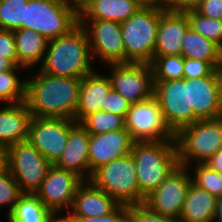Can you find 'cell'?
Returning <instances> with one entry per match:
<instances>
[{
  "mask_svg": "<svg viewBox=\"0 0 222 222\" xmlns=\"http://www.w3.org/2000/svg\"><path fill=\"white\" fill-rule=\"evenodd\" d=\"M85 29L78 24L68 34L49 40L40 71L60 77L83 78L94 71Z\"/></svg>",
  "mask_w": 222,
  "mask_h": 222,
  "instance_id": "cell-2",
  "label": "cell"
},
{
  "mask_svg": "<svg viewBox=\"0 0 222 222\" xmlns=\"http://www.w3.org/2000/svg\"><path fill=\"white\" fill-rule=\"evenodd\" d=\"M79 16L67 0H29L21 29L36 31L48 41L68 34Z\"/></svg>",
  "mask_w": 222,
  "mask_h": 222,
  "instance_id": "cell-6",
  "label": "cell"
},
{
  "mask_svg": "<svg viewBox=\"0 0 222 222\" xmlns=\"http://www.w3.org/2000/svg\"><path fill=\"white\" fill-rule=\"evenodd\" d=\"M125 128L135 141L175 140L154 96L131 104L125 118Z\"/></svg>",
  "mask_w": 222,
  "mask_h": 222,
  "instance_id": "cell-10",
  "label": "cell"
},
{
  "mask_svg": "<svg viewBox=\"0 0 222 222\" xmlns=\"http://www.w3.org/2000/svg\"><path fill=\"white\" fill-rule=\"evenodd\" d=\"M131 155L136 161L140 204L180 165L175 140L136 141Z\"/></svg>",
  "mask_w": 222,
  "mask_h": 222,
  "instance_id": "cell-3",
  "label": "cell"
},
{
  "mask_svg": "<svg viewBox=\"0 0 222 222\" xmlns=\"http://www.w3.org/2000/svg\"><path fill=\"white\" fill-rule=\"evenodd\" d=\"M136 170V161L129 154L97 169L90 181L120 205H137L140 204V188Z\"/></svg>",
  "mask_w": 222,
  "mask_h": 222,
  "instance_id": "cell-7",
  "label": "cell"
},
{
  "mask_svg": "<svg viewBox=\"0 0 222 222\" xmlns=\"http://www.w3.org/2000/svg\"><path fill=\"white\" fill-rule=\"evenodd\" d=\"M88 147L89 133L76 123L69 131L65 150L54 165L75 172L84 180H90L92 174L89 169Z\"/></svg>",
  "mask_w": 222,
  "mask_h": 222,
  "instance_id": "cell-20",
  "label": "cell"
},
{
  "mask_svg": "<svg viewBox=\"0 0 222 222\" xmlns=\"http://www.w3.org/2000/svg\"><path fill=\"white\" fill-rule=\"evenodd\" d=\"M220 73H221V76H222V57H221V65H220Z\"/></svg>",
  "mask_w": 222,
  "mask_h": 222,
  "instance_id": "cell-48",
  "label": "cell"
},
{
  "mask_svg": "<svg viewBox=\"0 0 222 222\" xmlns=\"http://www.w3.org/2000/svg\"><path fill=\"white\" fill-rule=\"evenodd\" d=\"M108 75L112 89L131 103L141 102L153 96V71L147 63L111 64Z\"/></svg>",
  "mask_w": 222,
  "mask_h": 222,
  "instance_id": "cell-12",
  "label": "cell"
},
{
  "mask_svg": "<svg viewBox=\"0 0 222 222\" xmlns=\"http://www.w3.org/2000/svg\"><path fill=\"white\" fill-rule=\"evenodd\" d=\"M220 117L222 118V94H221V114Z\"/></svg>",
  "mask_w": 222,
  "mask_h": 222,
  "instance_id": "cell-49",
  "label": "cell"
},
{
  "mask_svg": "<svg viewBox=\"0 0 222 222\" xmlns=\"http://www.w3.org/2000/svg\"><path fill=\"white\" fill-rule=\"evenodd\" d=\"M22 194L19 185L7 168L0 172V207L10 206L7 216L11 213L19 196ZM1 211V210H0Z\"/></svg>",
  "mask_w": 222,
  "mask_h": 222,
  "instance_id": "cell-34",
  "label": "cell"
},
{
  "mask_svg": "<svg viewBox=\"0 0 222 222\" xmlns=\"http://www.w3.org/2000/svg\"><path fill=\"white\" fill-rule=\"evenodd\" d=\"M153 96L158 101L166 125L174 134L194 123V110L189 105V84L184 78L154 81Z\"/></svg>",
  "mask_w": 222,
  "mask_h": 222,
  "instance_id": "cell-9",
  "label": "cell"
},
{
  "mask_svg": "<svg viewBox=\"0 0 222 222\" xmlns=\"http://www.w3.org/2000/svg\"><path fill=\"white\" fill-rule=\"evenodd\" d=\"M60 222H129V206L119 205L113 212L103 217L60 215Z\"/></svg>",
  "mask_w": 222,
  "mask_h": 222,
  "instance_id": "cell-35",
  "label": "cell"
},
{
  "mask_svg": "<svg viewBox=\"0 0 222 222\" xmlns=\"http://www.w3.org/2000/svg\"><path fill=\"white\" fill-rule=\"evenodd\" d=\"M31 117L25 102L0 106V144L8 147L28 140Z\"/></svg>",
  "mask_w": 222,
  "mask_h": 222,
  "instance_id": "cell-22",
  "label": "cell"
},
{
  "mask_svg": "<svg viewBox=\"0 0 222 222\" xmlns=\"http://www.w3.org/2000/svg\"><path fill=\"white\" fill-rule=\"evenodd\" d=\"M20 68L26 69L17 65L14 69L0 73V103L15 104L26 101L27 81L19 80L17 72Z\"/></svg>",
  "mask_w": 222,
  "mask_h": 222,
  "instance_id": "cell-28",
  "label": "cell"
},
{
  "mask_svg": "<svg viewBox=\"0 0 222 222\" xmlns=\"http://www.w3.org/2000/svg\"><path fill=\"white\" fill-rule=\"evenodd\" d=\"M77 122L67 118H40L32 116L28 141L54 164L65 150L70 129Z\"/></svg>",
  "mask_w": 222,
  "mask_h": 222,
  "instance_id": "cell-13",
  "label": "cell"
},
{
  "mask_svg": "<svg viewBox=\"0 0 222 222\" xmlns=\"http://www.w3.org/2000/svg\"><path fill=\"white\" fill-rule=\"evenodd\" d=\"M131 104V102L123 98L118 92L111 89L107 95L105 107H101V111L111 112L126 118Z\"/></svg>",
  "mask_w": 222,
  "mask_h": 222,
  "instance_id": "cell-38",
  "label": "cell"
},
{
  "mask_svg": "<svg viewBox=\"0 0 222 222\" xmlns=\"http://www.w3.org/2000/svg\"><path fill=\"white\" fill-rule=\"evenodd\" d=\"M8 222H60L35 193H22L7 217Z\"/></svg>",
  "mask_w": 222,
  "mask_h": 222,
  "instance_id": "cell-26",
  "label": "cell"
},
{
  "mask_svg": "<svg viewBox=\"0 0 222 222\" xmlns=\"http://www.w3.org/2000/svg\"><path fill=\"white\" fill-rule=\"evenodd\" d=\"M189 28L184 12L164 10L160 15L154 57L181 55L182 42Z\"/></svg>",
  "mask_w": 222,
  "mask_h": 222,
  "instance_id": "cell-18",
  "label": "cell"
},
{
  "mask_svg": "<svg viewBox=\"0 0 222 222\" xmlns=\"http://www.w3.org/2000/svg\"><path fill=\"white\" fill-rule=\"evenodd\" d=\"M189 21V27L198 34L215 42L222 48V20L200 15L195 9L184 12Z\"/></svg>",
  "mask_w": 222,
  "mask_h": 222,
  "instance_id": "cell-31",
  "label": "cell"
},
{
  "mask_svg": "<svg viewBox=\"0 0 222 222\" xmlns=\"http://www.w3.org/2000/svg\"><path fill=\"white\" fill-rule=\"evenodd\" d=\"M120 204L106 192L85 180L77 189L72 207L66 216L103 217Z\"/></svg>",
  "mask_w": 222,
  "mask_h": 222,
  "instance_id": "cell-19",
  "label": "cell"
},
{
  "mask_svg": "<svg viewBox=\"0 0 222 222\" xmlns=\"http://www.w3.org/2000/svg\"><path fill=\"white\" fill-rule=\"evenodd\" d=\"M16 65L8 58L0 56V73L14 69Z\"/></svg>",
  "mask_w": 222,
  "mask_h": 222,
  "instance_id": "cell-45",
  "label": "cell"
},
{
  "mask_svg": "<svg viewBox=\"0 0 222 222\" xmlns=\"http://www.w3.org/2000/svg\"><path fill=\"white\" fill-rule=\"evenodd\" d=\"M144 6H160L162 0H138Z\"/></svg>",
  "mask_w": 222,
  "mask_h": 222,
  "instance_id": "cell-47",
  "label": "cell"
},
{
  "mask_svg": "<svg viewBox=\"0 0 222 222\" xmlns=\"http://www.w3.org/2000/svg\"><path fill=\"white\" fill-rule=\"evenodd\" d=\"M174 139L180 166L204 164L222 147V118L197 120L180 128Z\"/></svg>",
  "mask_w": 222,
  "mask_h": 222,
  "instance_id": "cell-4",
  "label": "cell"
},
{
  "mask_svg": "<svg viewBox=\"0 0 222 222\" xmlns=\"http://www.w3.org/2000/svg\"><path fill=\"white\" fill-rule=\"evenodd\" d=\"M195 10L205 17L222 20V0H201Z\"/></svg>",
  "mask_w": 222,
  "mask_h": 222,
  "instance_id": "cell-40",
  "label": "cell"
},
{
  "mask_svg": "<svg viewBox=\"0 0 222 222\" xmlns=\"http://www.w3.org/2000/svg\"><path fill=\"white\" fill-rule=\"evenodd\" d=\"M85 29L92 58H100L106 65L125 63V48L121 23L104 20H79Z\"/></svg>",
  "mask_w": 222,
  "mask_h": 222,
  "instance_id": "cell-15",
  "label": "cell"
},
{
  "mask_svg": "<svg viewBox=\"0 0 222 222\" xmlns=\"http://www.w3.org/2000/svg\"><path fill=\"white\" fill-rule=\"evenodd\" d=\"M0 56L10 59L16 66L18 65L13 31L0 29Z\"/></svg>",
  "mask_w": 222,
  "mask_h": 222,
  "instance_id": "cell-39",
  "label": "cell"
},
{
  "mask_svg": "<svg viewBox=\"0 0 222 222\" xmlns=\"http://www.w3.org/2000/svg\"><path fill=\"white\" fill-rule=\"evenodd\" d=\"M112 89L108 76L99 75L95 70L82 78L79 102L74 120L79 123L86 115L101 111L105 107L108 93Z\"/></svg>",
  "mask_w": 222,
  "mask_h": 222,
  "instance_id": "cell-21",
  "label": "cell"
},
{
  "mask_svg": "<svg viewBox=\"0 0 222 222\" xmlns=\"http://www.w3.org/2000/svg\"><path fill=\"white\" fill-rule=\"evenodd\" d=\"M201 0H162L160 6L165 11L185 12L194 10Z\"/></svg>",
  "mask_w": 222,
  "mask_h": 222,
  "instance_id": "cell-41",
  "label": "cell"
},
{
  "mask_svg": "<svg viewBox=\"0 0 222 222\" xmlns=\"http://www.w3.org/2000/svg\"><path fill=\"white\" fill-rule=\"evenodd\" d=\"M79 124L89 134H101L125 128V118L111 112L98 111L86 115Z\"/></svg>",
  "mask_w": 222,
  "mask_h": 222,
  "instance_id": "cell-29",
  "label": "cell"
},
{
  "mask_svg": "<svg viewBox=\"0 0 222 222\" xmlns=\"http://www.w3.org/2000/svg\"><path fill=\"white\" fill-rule=\"evenodd\" d=\"M213 222H222V197L218 198Z\"/></svg>",
  "mask_w": 222,
  "mask_h": 222,
  "instance_id": "cell-46",
  "label": "cell"
},
{
  "mask_svg": "<svg viewBox=\"0 0 222 222\" xmlns=\"http://www.w3.org/2000/svg\"><path fill=\"white\" fill-rule=\"evenodd\" d=\"M204 164L215 172L222 174V147Z\"/></svg>",
  "mask_w": 222,
  "mask_h": 222,
  "instance_id": "cell-42",
  "label": "cell"
},
{
  "mask_svg": "<svg viewBox=\"0 0 222 222\" xmlns=\"http://www.w3.org/2000/svg\"><path fill=\"white\" fill-rule=\"evenodd\" d=\"M18 66L29 70L42 64L48 45V40L36 31L28 29L14 30Z\"/></svg>",
  "mask_w": 222,
  "mask_h": 222,
  "instance_id": "cell-25",
  "label": "cell"
},
{
  "mask_svg": "<svg viewBox=\"0 0 222 222\" xmlns=\"http://www.w3.org/2000/svg\"><path fill=\"white\" fill-rule=\"evenodd\" d=\"M183 78H200L203 76H221L220 70L204 60L184 58Z\"/></svg>",
  "mask_w": 222,
  "mask_h": 222,
  "instance_id": "cell-36",
  "label": "cell"
},
{
  "mask_svg": "<svg viewBox=\"0 0 222 222\" xmlns=\"http://www.w3.org/2000/svg\"><path fill=\"white\" fill-rule=\"evenodd\" d=\"M84 181L75 172L59 168L52 164L35 194L60 219L57 215L64 209L68 213L74 202L77 189Z\"/></svg>",
  "mask_w": 222,
  "mask_h": 222,
  "instance_id": "cell-14",
  "label": "cell"
},
{
  "mask_svg": "<svg viewBox=\"0 0 222 222\" xmlns=\"http://www.w3.org/2000/svg\"><path fill=\"white\" fill-rule=\"evenodd\" d=\"M161 6H143L121 23L125 63L150 64L154 57Z\"/></svg>",
  "mask_w": 222,
  "mask_h": 222,
  "instance_id": "cell-5",
  "label": "cell"
},
{
  "mask_svg": "<svg viewBox=\"0 0 222 222\" xmlns=\"http://www.w3.org/2000/svg\"><path fill=\"white\" fill-rule=\"evenodd\" d=\"M188 170L179 166L145 197L143 204L163 217L178 221L192 182Z\"/></svg>",
  "mask_w": 222,
  "mask_h": 222,
  "instance_id": "cell-11",
  "label": "cell"
},
{
  "mask_svg": "<svg viewBox=\"0 0 222 222\" xmlns=\"http://www.w3.org/2000/svg\"><path fill=\"white\" fill-rule=\"evenodd\" d=\"M194 168L195 174L193 177L191 176L192 182L217 198L222 197V174L215 172L205 164H196Z\"/></svg>",
  "mask_w": 222,
  "mask_h": 222,
  "instance_id": "cell-33",
  "label": "cell"
},
{
  "mask_svg": "<svg viewBox=\"0 0 222 222\" xmlns=\"http://www.w3.org/2000/svg\"><path fill=\"white\" fill-rule=\"evenodd\" d=\"M144 5L138 0H94L79 16V20L125 22Z\"/></svg>",
  "mask_w": 222,
  "mask_h": 222,
  "instance_id": "cell-23",
  "label": "cell"
},
{
  "mask_svg": "<svg viewBox=\"0 0 222 222\" xmlns=\"http://www.w3.org/2000/svg\"><path fill=\"white\" fill-rule=\"evenodd\" d=\"M8 168L7 147L0 144V172Z\"/></svg>",
  "mask_w": 222,
  "mask_h": 222,
  "instance_id": "cell-44",
  "label": "cell"
},
{
  "mask_svg": "<svg viewBox=\"0 0 222 222\" xmlns=\"http://www.w3.org/2000/svg\"><path fill=\"white\" fill-rule=\"evenodd\" d=\"M218 198L191 182L179 222H213Z\"/></svg>",
  "mask_w": 222,
  "mask_h": 222,
  "instance_id": "cell-24",
  "label": "cell"
},
{
  "mask_svg": "<svg viewBox=\"0 0 222 222\" xmlns=\"http://www.w3.org/2000/svg\"><path fill=\"white\" fill-rule=\"evenodd\" d=\"M184 57L168 55L153 57L150 63L153 71V81L177 80L184 75Z\"/></svg>",
  "mask_w": 222,
  "mask_h": 222,
  "instance_id": "cell-30",
  "label": "cell"
},
{
  "mask_svg": "<svg viewBox=\"0 0 222 222\" xmlns=\"http://www.w3.org/2000/svg\"><path fill=\"white\" fill-rule=\"evenodd\" d=\"M27 81L26 101L32 116L74 120L82 78L60 77L40 70Z\"/></svg>",
  "mask_w": 222,
  "mask_h": 222,
  "instance_id": "cell-1",
  "label": "cell"
},
{
  "mask_svg": "<svg viewBox=\"0 0 222 222\" xmlns=\"http://www.w3.org/2000/svg\"><path fill=\"white\" fill-rule=\"evenodd\" d=\"M7 161L22 193H35L52 165L28 140L8 146Z\"/></svg>",
  "mask_w": 222,
  "mask_h": 222,
  "instance_id": "cell-8",
  "label": "cell"
},
{
  "mask_svg": "<svg viewBox=\"0 0 222 222\" xmlns=\"http://www.w3.org/2000/svg\"><path fill=\"white\" fill-rule=\"evenodd\" d=\"M181 55L184 58L207 61L220 69L222 48L189 28L182 42Z\"/></svg>",
  "mask_w": 222,
  "mask_h": 222,
  "instance_id": "cell-27",
  "label": "cell"
},
{
  "mask_svg": "<svg viewBox=\"0 0 222 222\" xmlns=\"http://www.w3.org/2000/svg\"><path fill=\"white\" fill-rule=\"evenodd\" d=\"M135 142L126 128L89 134L88 162L91 174L113 160L131 154Z\"/></svg>",
  "mask_w": 222,
  "mask_h": 222,
  "instance_id": "cell-16",
  "label": "cell"
},
{
  "mask_svg": "<svg viewBox=\"0 0 222 222\" xmlns=\"http://www.w3.org/2000/svg\"><path fill=\"white\" fill-rule=\"evenodd\" d=\"M189 84V105L194 110V122L216 119L221 114L222 76L184 78Z\"/></svg>",
  "mask_w": 222,
  "mask_h": 222,
  "instance_id": "cell-17",
  "label": "cell"
},
{
  "mask_svg": "<svg viewBox=\"0 0 222 222\" xmlns=\"http://www.w3.org/2000/svg\"><path fill=\"white\" fill-rule=\"evenodd\" d=\"M129 222H179L150 210L144 204L129 206Z\"/></svg>",
  "mask_w": 222,
  "mask_h": 222,
  "instance_id": "cell-37",
  "label": "cell"
},
{
  "mask_svg": "<svg viewBox=\"0 0 222 222\" xmlns=\"http://www.w3.org/2000/svg\"><path fill=\"white\" fill-rule=\"evenodd\" d=\"M73 11L80 16L94 0H67Z\"/></svg>",
  "mask_w": 222,
  "mask_h": 222,
  "instance_id": "cell-43",
  "label": "cell"
},
{
  "mask_svg": "<svg viewBox=\"0 0 222 222\" xmlns=\"http://www.w3.org/2000/svg\"><path fill=\"white\" fill-rule=\"evenodd\" d=\"M28 1L0 0V29L10 31L21 29Z\"/></svg>",
  "mask_w": 222,
  "mask_h": 222,
  "instance_id": "cell-32",
  "label": "cell"
}]
</instances>
